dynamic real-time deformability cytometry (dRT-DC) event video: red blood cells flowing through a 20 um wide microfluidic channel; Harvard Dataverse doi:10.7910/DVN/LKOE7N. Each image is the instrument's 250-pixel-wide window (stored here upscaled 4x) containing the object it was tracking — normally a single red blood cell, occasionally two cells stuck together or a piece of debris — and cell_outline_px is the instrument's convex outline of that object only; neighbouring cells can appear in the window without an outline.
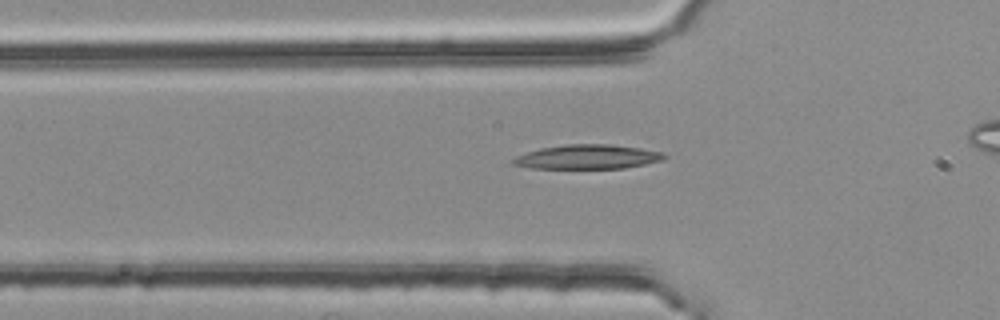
{"species": "common noctule bat (a hibernating species)", "species_latin": "Nyctalus noctula", "temperature_condition": "room temperature", "stored_images_in_passage": 32, "camera_frame_rate_fps": 3000, "um_per_image_px": 0.085, "animal": {"sex": "female", "body_mass_g": 25.1}, "frame": {"image": 1, "passage_image": 19, "time_ms": 6.0, "image_size_px": [1000, 320], "cell_outline_px": [[668, 156], [664, 160], [624, 168], [532, 168], [508, 164], [508, 160], [516, 156], [540, 148], [568, 144], [608, 144], [640, 148], [664, 152]], "centroid_in_image_um": [49.92, 13.33], "position_along_channel_um": 75.9, "area_um2": 21.56}}
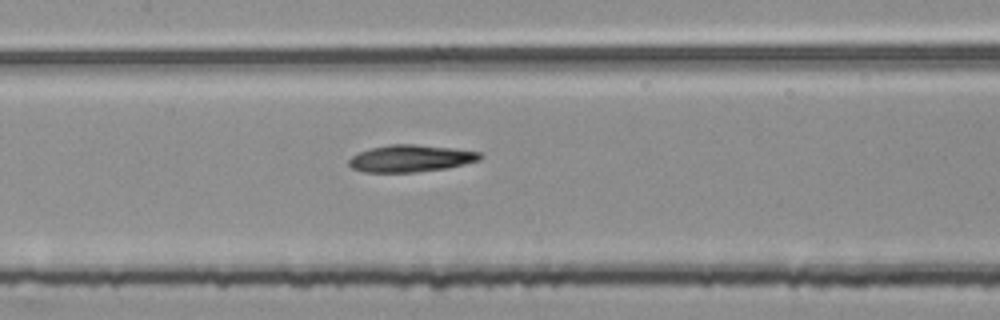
{"frame": {"image": 2, "passage_image": 27, "time_ms": 8.667, "image_size_px": [1000, 320], "cell_outline_px": [[484, 156], [480, 160], [464, 164], [444, 168], [416, 172], [364, 172], [352, 168], [348, 164], [348, 160], [352, 156], [360, 152], [372, 148], [388, 144], [416, 144], [452, 148], [480, 152]], "centroid_in_image_um": [34.91, 13.46], "position_along_channel_um": 172.5, "area_um2": 20.58}}
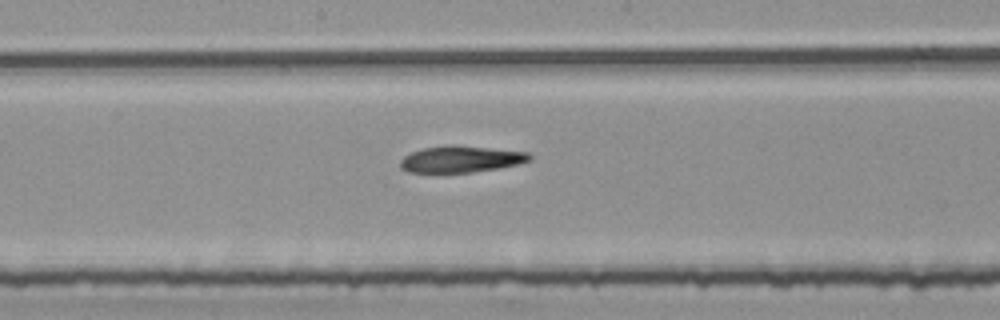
{"frame": {"image": 3, "passage_image": 30, "time_ms": 9.667, "image_size_px": [1000, 320], "cell_outline_px": [[532, 160], [520, 164], [500, 168], [472, 172], [408, 172], [400, 168], [400, 160], [404, 156], [412, 152], [424, 148], [448, 144], [456, 144], [528, 152], [532, 156]], "centroid_in_image_um": [39.21, 13.52], "position_along_channel_um": 209.0, "area_um2": 20.23}}